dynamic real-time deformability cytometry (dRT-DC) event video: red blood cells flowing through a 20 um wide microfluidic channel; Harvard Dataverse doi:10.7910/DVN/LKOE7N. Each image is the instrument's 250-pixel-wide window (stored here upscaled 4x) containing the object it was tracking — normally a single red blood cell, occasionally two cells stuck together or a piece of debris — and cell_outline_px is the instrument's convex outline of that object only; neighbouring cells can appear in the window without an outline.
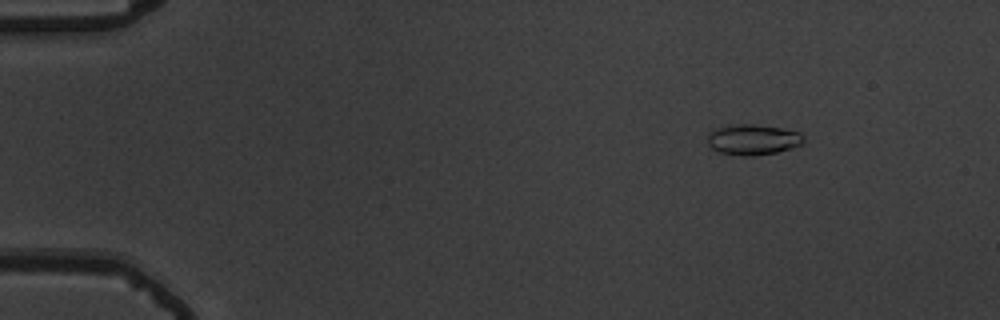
{"species": "common noctule bat (a hibernating species)", "species_latin": "Nyctalus noctula", "temperature_condition": "warm", "stored_images_in_passage": 49, "camera_frame_rate_fps": 3000, "um_per_image_px": 0.085, "animal": {"sex": "male", "body_mass_g": 19.5, "forearm_length_mm": 54.6}, "frame": {"image": 1, "passage_image": 1, "time_ms": 0.0, "image_size_px": [1000, 320], "cell_outline_px": [[804, 144], [776, 152], [756, 156], [744, 156], [720, 152], [712, 148], [708, 144], [708, 132], [716, 128], [736, 124], [756, 124], [780, 128], [800, 132], [804, 136]], "centroid_in_image_um": [64.01, 11.86], "position_along_channel_um": 21.0, "area_um2": 17.17}}
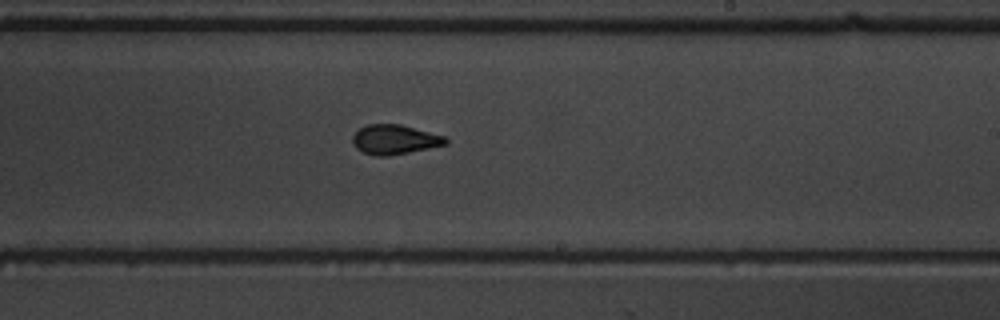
{"frame": {"image": 2, "passage_image": 28, "time_ms": 9.0, "image_size_px": [1000, 320], "cell_outline_px": [[448, 144], [388, 156], [376, 156], [364, 152], [356, 148], [352, 144], [352, 136], [360, 128], [368, 124], [400, 124], [444, 136], [448, 140]], "centroid_in_image_um": [33.52, 11.86], "position_along_channel_um": 255.5, "area_um2": 15.9}}
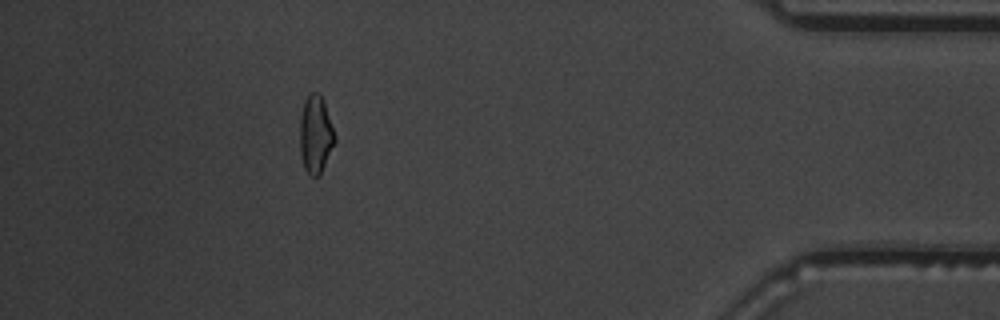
{"frame": {"image": 3, "passage_image": 44, "time_ms": 14.333, "image_size_px": [1000, 320], "cell_outline_px": [[336, 140], [320, 176], [308, 176], [304, 168], [300, 152], [300, 116], [304, 100], [308, 92], [320, 92], [324, 100], [336, 136]], "centroid_in_image_um": [26.83, 11.4], "position_along_channel_um": 408.4, "area_um2": 16.24}, "authors_computed_cell_mechanics": {"area_um2": 16.2418, "velocity_mm_per_s": 3.7244, "shape_relaxation_time_tau1_ms": 4.2167, "shape_relaxation_time_tau2_ms": 1.8606, "deformation_change_tau1": 0.1521, "deformation_change_tau2": 0.0647}}